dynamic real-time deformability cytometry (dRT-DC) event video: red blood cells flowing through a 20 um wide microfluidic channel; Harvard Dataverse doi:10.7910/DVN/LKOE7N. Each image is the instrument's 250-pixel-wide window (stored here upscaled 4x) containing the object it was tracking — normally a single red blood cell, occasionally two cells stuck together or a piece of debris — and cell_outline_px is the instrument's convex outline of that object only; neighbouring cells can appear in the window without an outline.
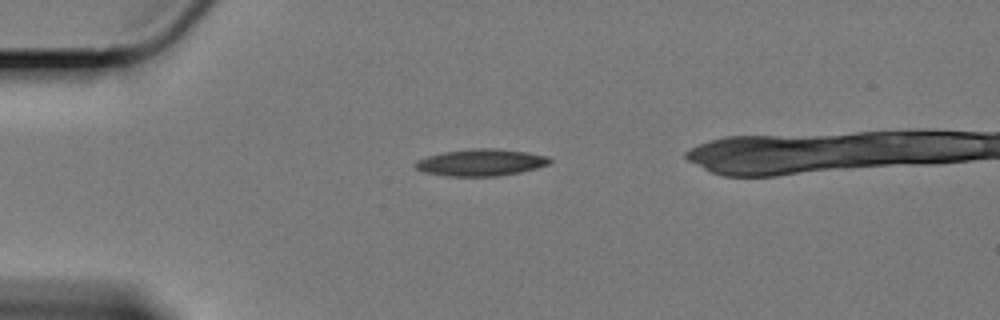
{"species": "Egyptian fruit bat (a non-hibernating species)", "species_latin": "Rousettus aegyptiacus", "temperature_condition": "cold", "stored_images_in_passage": 40, "camera_frame_rate_fps": 3000, "um_per_image_px": 0.085, "animal": {"sex": "female"}, "frame": {"image": 1, "passage_image": 1, "time_ms": 0.0, "image_size_px": [1000, 320], "cell_outline_px": [[552, 160], [548, 164], [536, 168], [520, 172], [496, 176], [448, 176], [424, 172], [416, 168], [416, 160], [428, 156], [444, 152], [476, 148], [496, 148], [524, 152], [548, 156]], "centroid_in_image_um": [40.88, 13.81], "position_along_channel_um": 44.1, "area_um2": 20.75}}
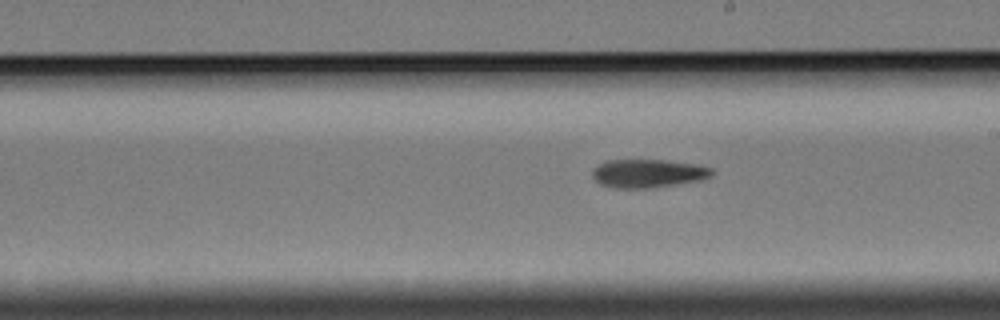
{"frame": {"image": 2, "passage_image": 20, "time_ms": 6.333, "image_size_px": [1000, 320], "cell_outline_px": [[716, 172], [712, 176], [700, 180], [652, 188], [616, 188], [600, 184], [592, 176], [592, 172], [600, 164], [608, 160], [664, 160], [700, 164], [712, 168]], "centroid_in_image_um": [55.15, 14.73], "position_along_channel_um": 233.8, "area_um2": 19.83}}
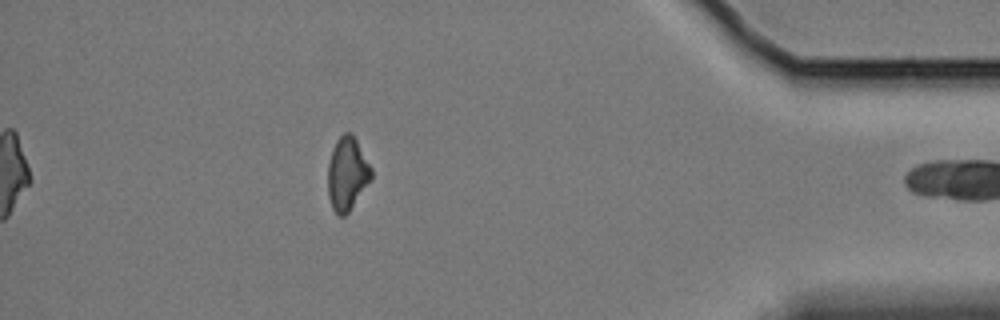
{"frame": {"image": 3, "passage_image": 39, "time_ms": 12.667, "image_size_px": [1000, 320], "cell_outline_px": [[372, 180], [348, 212], [344, 216], [340, 216], [332, 208], [328, 196], [328, 164], [332, 148], [336, 140], [344, 132], [352, 132], [372, 168]], "centroid_in_image_um": [29.52, 14.75], "position_along_channel_um": 405.7, "area_um2": 18.67}}